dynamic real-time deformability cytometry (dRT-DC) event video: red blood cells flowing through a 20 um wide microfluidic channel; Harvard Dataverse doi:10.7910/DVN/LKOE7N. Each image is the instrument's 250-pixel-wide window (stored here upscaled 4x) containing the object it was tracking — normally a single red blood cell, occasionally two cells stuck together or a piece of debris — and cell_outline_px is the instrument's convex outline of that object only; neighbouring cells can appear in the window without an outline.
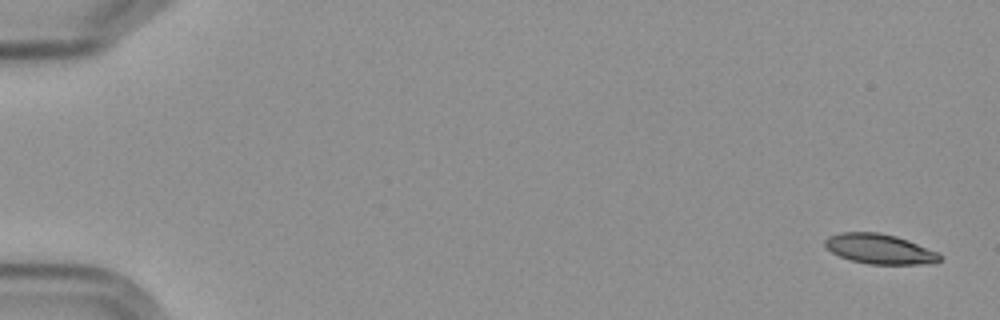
{"species": "Egyptian fruit bat (a non-hibernating species)", "species_latin": "Rousettus aegyptiacus", "temperature_condition": "cold", "stored_images_in_passage": 8, "camera_frame_rate_fps": 3000, "um_per_image_px": 0.085, "frame": {"image": 1, "passage_image": 1, "time_ms": 0.0, "image_size_px": [1000, 320], "cell_outline_px": [[944, 256], [936, 264], [868, 264], [852, 260], [840, 256], [832, 252], [824, 244], [824, 240], [828, 236], [840, 232], [880, 232], [896, 236], [908, 240], [940, 252]], "centroid_in_image_um": [74.83, 21.16], "position_along_channel_um": 10.2, "area_um2": 20.29}}
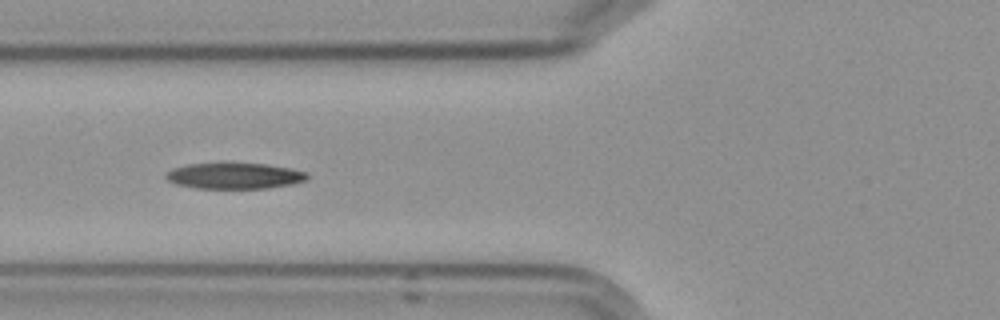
{"frame": {"image": 2, "passage_image": 7, "time_ms": 7.0, "image_size_px": [1000, 320], "cell_outline_px": [[308, 176], [304, 180], [292, 184], [268, 188], [196, 188], [176, 184], [168, 180], [164, 176], [172, 168], [188, 164], [264, 164], [288, 168], [304, 172]], "centroid_in_image_um": [19.88, 14.96], "position_along_channel_um": 105.9, "area_um2": 20.87}}
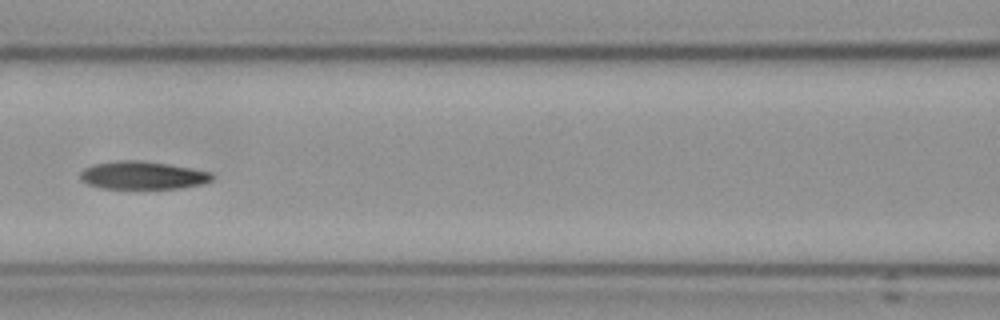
{"frame": {"image": 3, "passage_image": 8, "time_ms": 8.333, "image_size_px": [1000, 320], "cell_outline_px": [[216, 176], [212, 180], [204, 184], [180, 188], [136, 192], [100, 188], [88, 184], [80, 180], [80, 172], [84, 168], [92, 164], [116, 160], [140, 160], [168, 164], [192, 168], [212, 172]], "centroid_in_image_um": [12.12, 14.95], "position_along_channel_um": 154.5, "area_um2": 22.89}}